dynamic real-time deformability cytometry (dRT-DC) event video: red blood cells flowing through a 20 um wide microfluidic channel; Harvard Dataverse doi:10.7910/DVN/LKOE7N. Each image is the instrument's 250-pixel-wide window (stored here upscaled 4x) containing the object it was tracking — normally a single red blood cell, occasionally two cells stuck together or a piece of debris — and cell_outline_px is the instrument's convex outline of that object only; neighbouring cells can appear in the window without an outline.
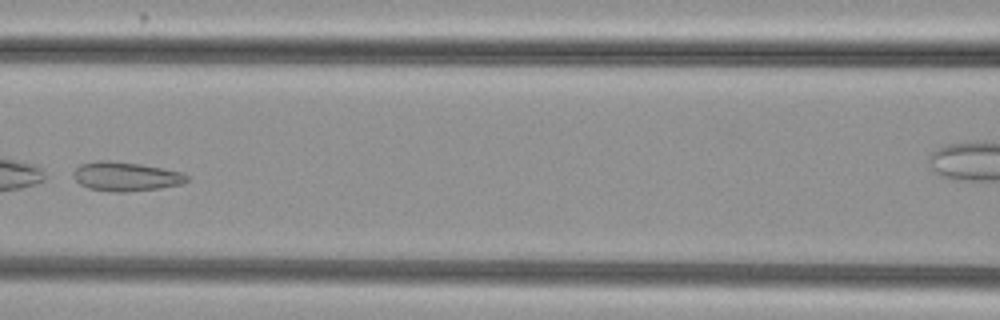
{"species": "common noctule bat (a hibernating species)", "species_latin": "Nyctalus noctula", "temperature_condition": "cold", "stored_images_in_passage": 8, "camera_frame_rate_fps": 3000, "um_per_image_px": 0.085, "animal": {"sex": "female", "body_mass_g": 29.2, "forearm_length_mm": 56.3}, "frame": {"image": 1, "passage_image": 6, "time_ms": 1.667, "image_size_px": [1000, 320], "cell_outline_px": [[188, 180], [180, 184], [160, 188], [124, 192], [112, 192], [88, 188], [80, 184], [72, 176], [72, 172], [80, 164], [100, 160], [108, 160], [140, 164], [180, 172], [188, 176]], "centroid_in_image_um": [10.63, 15.0], "position_along_channel_um": 156.0, "area_um2": 19.13}}